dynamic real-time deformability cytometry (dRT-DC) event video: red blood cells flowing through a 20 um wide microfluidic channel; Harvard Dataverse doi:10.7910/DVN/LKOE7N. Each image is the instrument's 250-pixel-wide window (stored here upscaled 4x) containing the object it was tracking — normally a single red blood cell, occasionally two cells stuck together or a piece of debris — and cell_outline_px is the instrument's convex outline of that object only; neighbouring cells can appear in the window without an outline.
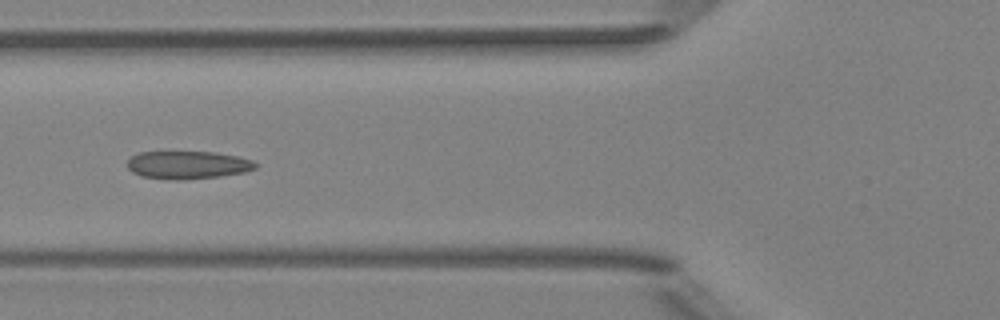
{"species": "Egyptian fruit bat (a non-hibernating species)", "species_latin": "Rousettus aegyptiacus", "temperature_condition": "room temperature", "stored_images_in_passage": 6, "camera_frame_rate_fps": 3000, "um_per_image_px": 0.085, "animal": {"sex": "female"}, "frame": {"image": 1, "passage_image": 6, "time_ms": 5.667, "image_size_px": [1000, 320], "cell_outline_px": [[256, 168], [244, 172], [220, 176], [180, 180], [172, 180], [140, 176], [132, 172], [128, 168], [128, 160], [132, 156], [140, 152], [216, 152], [240, 156], [252, 160], [256, 164]], "centroid_in_image_um": [15.96, 14.02], "position_along_channel_um": 109.8, "area_um2": 20.87}}